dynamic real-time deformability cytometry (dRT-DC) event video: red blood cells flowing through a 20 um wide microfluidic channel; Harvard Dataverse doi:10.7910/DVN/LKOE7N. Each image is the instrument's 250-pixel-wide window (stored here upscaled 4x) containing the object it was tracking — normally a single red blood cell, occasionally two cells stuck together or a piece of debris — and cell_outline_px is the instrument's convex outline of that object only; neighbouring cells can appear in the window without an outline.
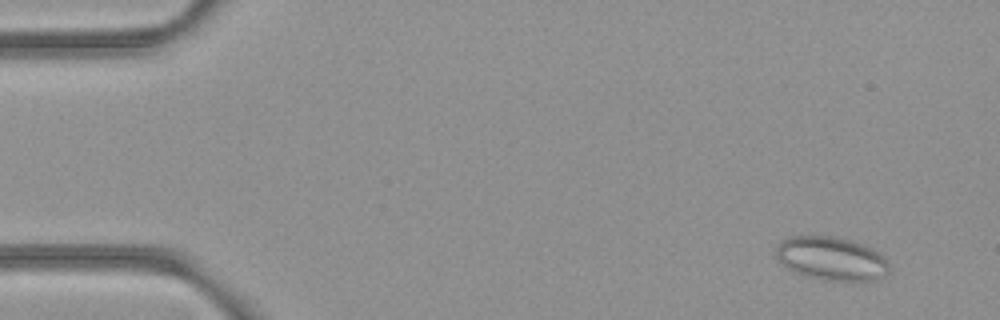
{"species": "common noctule bat (a hibernating species)", "species_latin": "Nyctalus noctula", "temperature_condition": "room temperature", "stored_images_in_passage": 50, "camera_frame_rate_fps": 3000, "um_per_image_px": 0.085, "animal": {"sex": "female", "body_mass_g": 21.9}, "frame": {"image": 1, "passage_image": 1, "time_ms": 0.0, "image_size_px": [1000, 320], "cell_outline_px": [[888, 272], [884, 276], [876, 280], [852, 284], [820, 280], [792, 272], [776, 256], [776, 248], [780, 240], [788, 236], [832, 236], [852, 240], [872, 248], [888, 264]], "centroid_in_image_um": [70.66, 22.02], "position_along_channel_um": 14.3, "area_um2": 29.36}}
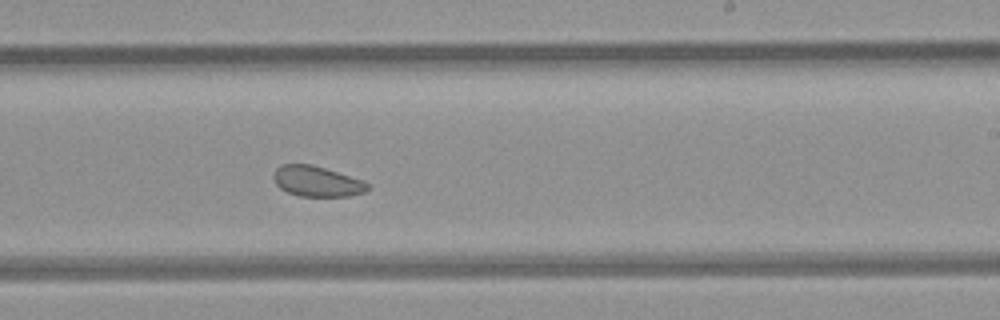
{"frame": {"image": 2, "passage_image": 29, "time_ms": 9.333, "image_size_px": [1000, 320], "cell_outline_px": [[368, 188], [364, 192], [348, 196], [300, 196], [288, 192], [280, 188], [276, 184], [272, 176], [276, 168], [280, 164], [312, 164], [364, 180], [368, 184]], "centroid_in_image_um": [26.91, 15.4], "position_along_channel_um": 262.1, "area_um2": 16.7}}
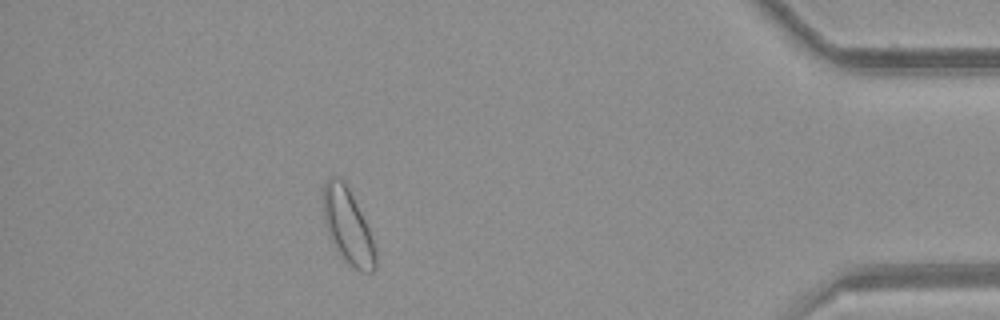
{"frame": {"image": 3, "passage_image": 44, "time_ms": 14.333, "image_size_px": [1000, 320], "cell_outline_px": [[376, 268], [372, 272], [360, 272], [352, 268], [336, 252], [328, 232], [324, 216], [324, 184], [328, 176], [336, 176], [348, 188], [368, 228], [376, 252]], "centroid_in_image_um": [29.57, 19.3], "position_along_channel_um": 405.6, "area_um2": 22.43}, "authors_computed_cell_mechanics": {"area_um2": 19.9121, "velocity_mm_per_s": 3.931, "shape_relaxation_time_tau1_ms": null, "shape_relaxation_time_tau2_ms": 2.316, "deformation_change_tau1": null, "deformation_change_tau2": 0.0632}}